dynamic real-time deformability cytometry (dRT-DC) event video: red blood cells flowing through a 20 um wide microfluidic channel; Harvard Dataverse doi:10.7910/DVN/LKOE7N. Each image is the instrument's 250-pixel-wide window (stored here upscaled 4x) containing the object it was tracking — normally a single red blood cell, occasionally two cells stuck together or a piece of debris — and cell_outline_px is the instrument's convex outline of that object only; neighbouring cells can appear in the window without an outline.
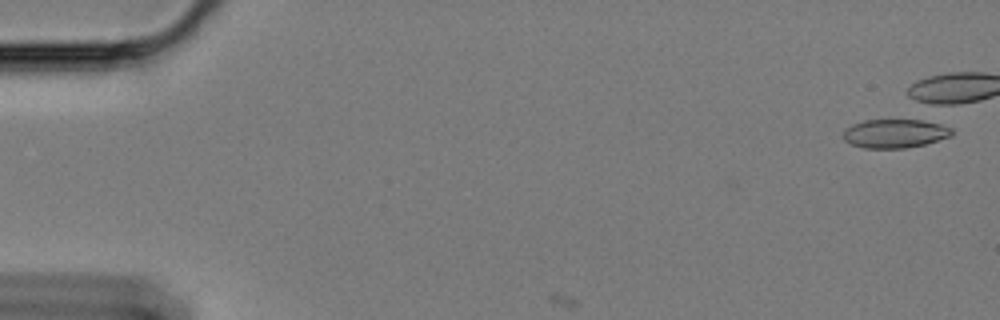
{"species": "Egyptian fruit bat (a non-hibernating species)", "species_latin": "Rousettus aegyptiacus", "temperature_condition": "cold", "stored_images_in_passage": 9, "camera_frame_rate_fps": 3000, "um_per_image_px": 0.085, "animal": {"sex": "female"}, "frame": {"image": 1, "passage_image": 2, "time_ms": 0.333, "image_size_px": [1000, 320], "cell_outline_px": [[952, 136], [924, 144], [904, 148], [864, 148], [852, 144], [844, 140], [844, 128], [852, 124], [864, 120], [932, 120], [952, 128]], "centroid_in_image_um": [76.09, 11.33], "position_along_channel_um": 8.9, "area_um2": 18.32}}